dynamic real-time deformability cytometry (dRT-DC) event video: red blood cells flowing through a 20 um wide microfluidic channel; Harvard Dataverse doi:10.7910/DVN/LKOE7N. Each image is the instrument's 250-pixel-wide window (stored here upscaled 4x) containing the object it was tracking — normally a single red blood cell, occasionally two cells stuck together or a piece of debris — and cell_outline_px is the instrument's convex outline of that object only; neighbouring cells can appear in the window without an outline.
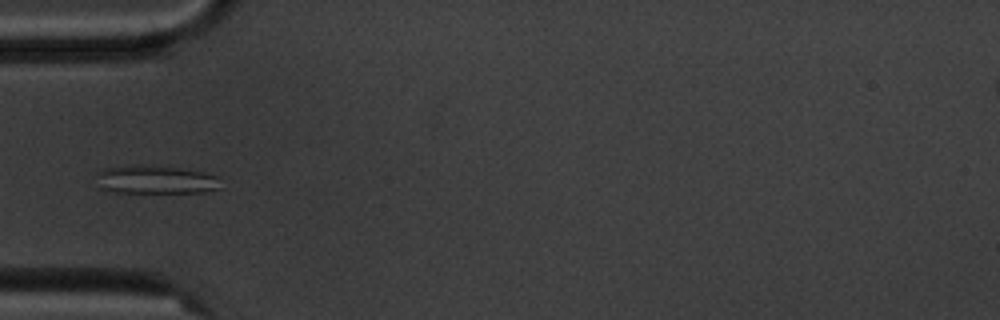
{"species": "common noctule bat (a hibernating species)", "species_latin": "Nyctalus noctula", "temperature_condition": "cold", "stored_images_in_passage": 10, "camera_frame_rate_fps": 3000, "um_per_image_px": 0.085, "animal": {"sex": "male", "body_mass_g": 20.1, "forearm_length_mm": 53.5}, "frame": {"image": 1, "passage_image": 5, "time_ms": 4.667, "image_size_px": [1000, 320], "cell_outline_px": [[220, 188], [204, 192], [112, 192], [100, 188], [96, 172], [104, 168], [128, 164], [152, 164], [180, 168], [204, 172], [216, 176]], "centroid_in_image_um": [13.16, 15.24], "position_along_channel_um": 71.8, "area_um2": 20.81}}
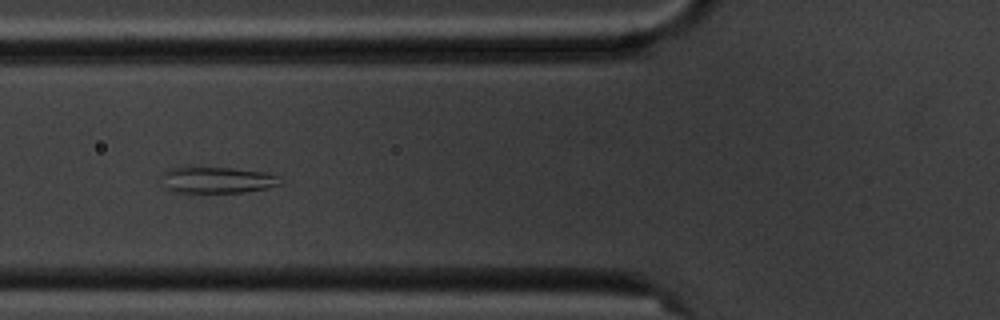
{"frame": {"image": 2, "passage_image": 6, "time_ms": 5.667, "image_size_px": [1000, 320], "cell_outline_px": [[280, 184], [268, 188], [244, 192], [176, 192], [164, 188], [156, 180], [164, 172], [172, 168], [184, 164], [188, 164], [232, 168], [264, 172], [276, 176]], "centroid_in_image_um": [18.26, 15.26], "position_along_channel_um": 107.5, "area_um2": 19.02}}
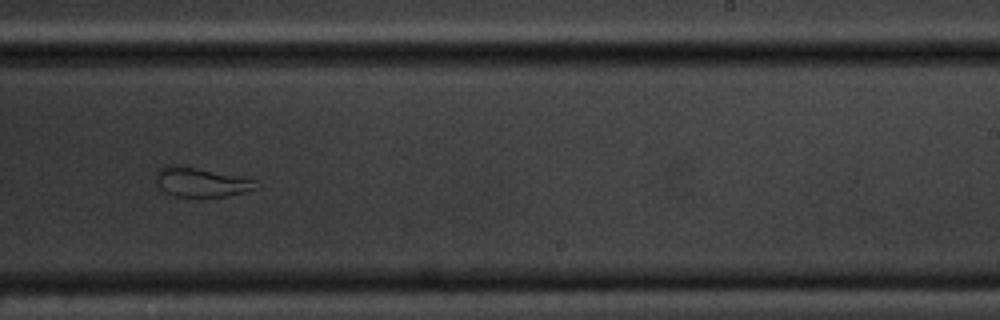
{"frame": {"image": 3, "passage_image": 10, "time_ms": 10.333, "image_size_px": [1000, 320], "cell_outline_px": [[256, 188], [244, 192], [224, 196], [176, 196], [160, 192], [156, 184], [156, 172], [160, 168], [168, 164], [180, 164], [256, 180]], "centroid_in_image_um": [16.98, 15.47], "position_along_channel_um": 272.0, "area_um2": 17.17}}